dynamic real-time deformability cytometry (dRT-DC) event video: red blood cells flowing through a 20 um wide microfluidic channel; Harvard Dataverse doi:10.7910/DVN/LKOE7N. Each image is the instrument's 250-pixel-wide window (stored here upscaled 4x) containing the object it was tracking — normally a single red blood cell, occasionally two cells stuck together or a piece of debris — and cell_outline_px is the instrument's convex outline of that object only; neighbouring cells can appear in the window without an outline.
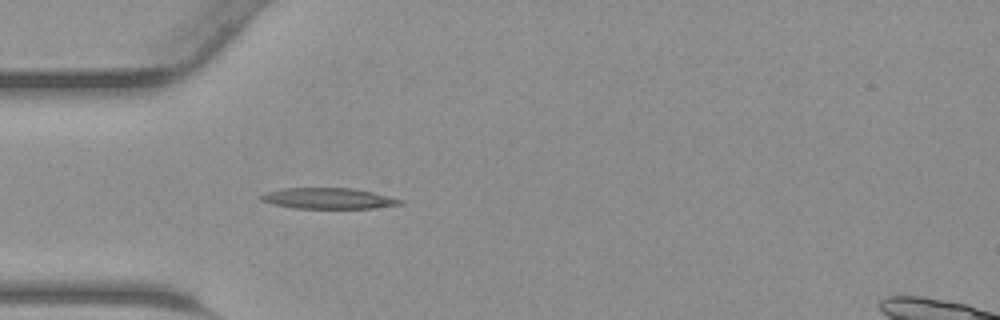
{"species": "common noctule bat (a hibernating species)", "species_latin": "Nyctalus noctula", "temperature_condition": "warm", "stored_images_in_passage": 29, "camera_frame_rate_fps": 3000, "um_per_image_px": 0.085, "animal": {"sex": "male", "body_mass_g": 23.1, "forearm_length_mm": 52.7}, "frame": {"image": 1, "passage_image": 1, "time_ms": 0.0, "image_size_px": [1000, 320], "cell_outline_px": [[404, 204], [372, 208], [292, 208], [260, 200], [260, 196], [264, 192], [284, 188], [352, 188], [372, 192], [404, 200]], "centroid_in_image_um": [27.92, 16.86], "position_along_channel_um": 57.1, "area_um2": 16.82}}
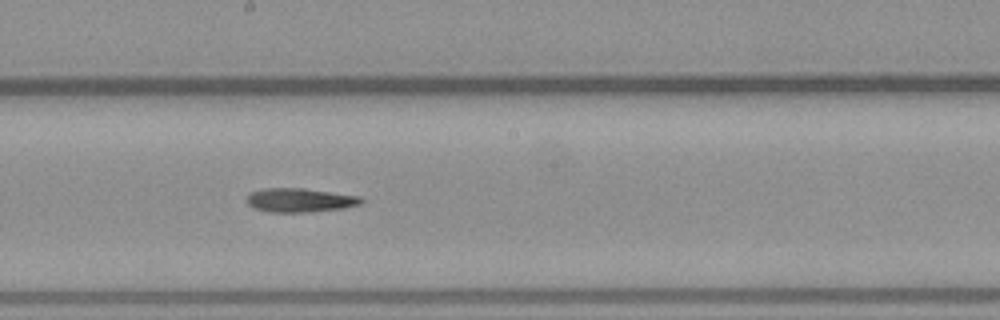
{"frame": {"image": 2, "passage_image": 12, "time_ms": 3.667, "image_size_px": [1000, 320], "cell_outline_px": [[364, 200], [360, 204], [344, 208], [308, 212], [272, 212], [252, 208], [248, 204], [248, 196], [252, 192], [260, 188], [304, 188], [360, 196]], "centroid_in_image_um": [25.5, 17.01], "position_along_channel_um": 222.7, "area_um2": 15.95}}
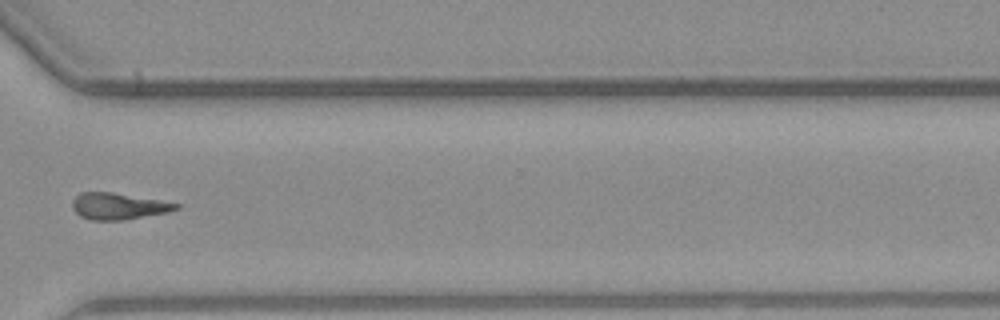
{"frame": {"image": 3, "passage_image": 21, "time_ms": 6.667, "image_size_px": [1000, 320], "cell_outline_px": [[180, 208], [168, 212], [124, 220], [92, 220], [80, 216], [72, 208], [72, 200], [80, 192], [112, 192], [160, 200], [180, 204]], "centroid_in_image_um": [10.05, 17.52], "position_along_channel_um": 360.5, "area_um2": 16.01}}